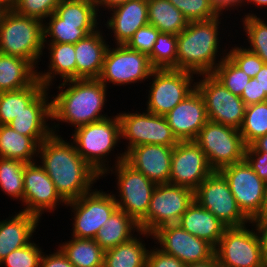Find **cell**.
<instances>
[{
	"instance_id": "cell-46",
	"label": "cell",
	"mask_w": 267,
	"mask_h": 267,
	"mask_svg": "<svg viewBox=\"0 0 267 267\" xmlns=\"http://www.w3.org/2000/svg\"><path fill=\"white\" fill-rule=\"evenodd\" d=\"M159 33L156 27L148 24L139 28L126 45L132 50L149 55Z\"/></svg>"
},
{
	"instance_id": "cell-19",
	"label": "cell",
	"mask_w": 267,
	"mask_h": 267,
	"mask_svg": "<svg viewBox=\"0 0 267 267\" xmlns=\"http://www.w3.org/2000/svg\"><path fill=\"white\" fill-rule=\"evenodd\" d=\"M214 170L195 141H179L171 158L169 184L195 191Z\"/></svg>"
},
{
	"instance_id": "cell-55",
	"label": "cell",
	"mask_w": 267,
	"mask_h": 267,
	"mask_svg": "<svg viewBox=\"0 0 267 267\" xmlns=\"http://www.w3.org/2000/svg\"><path fill=\"white\" fill-rule=\"evenodd\" d=\"M250 146L255 150V151H265L267 152V134L264 136H261L254 140Z\"/></svg>"
},
{
	"instance_id": "cell-36",
	"label": "cell",
	"mask_w": 267,
	"mask_h": 267,
	"mask_svg": "<svg viewBox=\"0 0 267 267\" xmlns=\"http://www.w3.org/2000/svg\"><path fill=\"white\" fill-rule=\"evenodd\" d=\"M26 163L20 160L0 158V188L4 194L13 200L23 203L24 194V167Z\"/></svg>"
},
{
	"instance_id": "cell-38",
	"label": "cell",
	"mask_w": 267,
	"mask_h": 267,
	"mask_svg": "<svg viewBox=\"0 0 267 267\" xmlns=\"http://www.w3.org/2000/svg\"><path fill=\"white\" fill-rule=\"evenodd\" d=\"M239 131L246 146L267 134V101L246 106Z\"/></svg>"
},
{
	"instance_id": "cell-5",
	"label": "cell",
	"mask_w": 267,
	"mask_h": 267,
	"mask_svg": "<svg viewBox=\"0 0 267 267\" xmlns=\"http://www.w3.org/2000/svg\"><path fill=\"white\" fill-rule=\"evenodd\" d=\"M110 117L78 127L71 135L78 154L100 176L111 167L106 157H109V153L114 151L116 146L119 147L117 144L121 142L118 115Z\"/></svg>"
},
{
	"instance_id": "cell-56",
	"label": "cell",
	"mask_w": 267,
	"mask_h": 267,
	"mask_svg": "<svg viewBox=\"0 0 267 267\" xmlns=\"http://www.w3.org/2000/svg\"><path fill=\"white\" fill-rule=\"evenodd\" d=\"M186 267H220L215 255L203 262L193 263V264H187Z\"/></svg>"
},
{
	"instance_id": "cell-57",
	"label": "cell",
	"mask_w": 267,
	"mask_h": 267,
	"mask_svg": "<svg viewBox=\"0 0 267 267\" xmlns=\"http://www.w3.org/2000/svg\"><path fill=\"white\" fill-rule=\"evenodd\" d=\"M243 3L244 4H242V6H246V5L249 6V4H251V5H254V6L257 5V7H255V8H260V7L261 8L263 7L264 9H265V7L267 8V0H244Z\"/></svg>"
},
{
	"instance_id": "cell-40",
	"label": "cell",
	"mask_w": 267,
	"mask_h": 267,
	"mask_svg": "<svg viewBox=\"0 0 267 267\" xmlns=\"http://www.w3.org/2000/svg\"><path fill=\"white\" fill-rule=\"evenodd\" d=\"M177 35L160 32L148 55L155 69H177Z\"/></svg>"
},
{
	"instance_id": "cell-58",
	"label": "cell",
	"mask_w": 267,
	"mask_h": 267,
	"mask_svg": "<svg viewBox=\"0 0 267 267\" xmlns=\"http://www.w3.org/2000/svg\"><path fill=\"white\" fill-rule=\"evenodd\" d=\"M18 0H0V3L5 7L6 10L14 9Z\"/></svg>"
},
{
	"instance_id": "cell-7",
	"label": "cell",
	"mask_w": 267,
	"mask_h": 267,
	"mask_svg": "<svg viewBox=\"0 0 267 267\" xmlns=\"http://www.w3.org/2000/svg\"><path fill=\"white\" fill-rule=\"evenodd\" d=\"M251 224V229L246 225L225 229L214 250L220 267H266L259 232L254 221Z\"/></svg>"
},
{
	"instance_id": "cell-43",
	"label": "cell",
	"mask_w": 267,
	"mask_h": 267,
	"mask_svg": "<svg viewBox=\"0 0 267 267\" xmlns=\"http://www.w3.org/2000/svg\"><path fill=\"white\" fill-rule=\"evenodd\" d=\"M43 254L41 246L33 240L26 246L13 250L1 262L5 267H39Z\"/></svg>"
},
{
	"instance_id": "cell-25",
	"label": "cell",
	"mask_w": 267,
	"mask_h": 267,
	"mask_svg": "<svg viewBox=\"0 0 267 267\" xmlns=\"http://www.w3.org/2000/svg\"><path fill=\"white\" fill-rule=\"evenodd\" d=\"M39 221L35 215L23 211L0 221V262L13 250L32 241Z\"/></svg>"
},
{
	"instance_id": "cell-1",
	"label": "cell",
	"mask_w": 267,
	"mask_h": 267,
	"mask_svg": "<svg viewBox=\"0 0 267 267\" xmlns=\"http://www.w3.org/2000/svg\"><path fill=\"white\" fill-rule=\"evenodd\" d=\"M63 139L52 133L39 145L37 157L67 203L90 192L101 176L78 154L72 141Z\"/></svg>"
},
{
	"instance_id": "cell-13",
	"label": "cell",
	"mask_w": 267,
	"mask_h": 267,
	"mask_svg": "<svg viewBox=\"0 0 267 267\" xmlns=\"http://www.w3.org/2000/svg\"><path fill=\"white\" fill-rule=\"evenodd\" d=\"M194 200L227 227H240L251 221L239 209L228 181L220 171H213L194 191Z\"/></svg>"
},
{
	"instance_id": "cell-42",
	"label": "cell",
	"mask_w": 267,
	"mask_h": 267,
	"mask_svg": "<svg viewBox=\"0 0 267 267\" xmlns=\"http://www.w3.org/2000/svg\"><path fill=\"white\" fill-rule=\"evenodd\" d=\"M169 2L182 12L188 22L205 21L221 14L211 0H169Z\"/></svg>"
},
{
	"instance_id": "cell-9",
	"label": "cell",
	"mask_w": 267,
	"mask_h": 267,
	"mask_svg": "<svg viewBox=\"0 0 267 267\" xmlns=\"http://www.w3.org/2000/svg\"><path fill=\"white\" fill-rule=\"evenodd\" d=\"M193 75L173 68L154 69L149 77L152 81L148 86L150 90L144 111L165 116L196 89Z\"/></svg>"
},
{
	"instance_id": "cell-3",
	"label": "cell",
	"mask_w": 267,
	"mask_h": 267,
	"mask_svg": "<svg viewBox=\"0 0 267 267\" xmlns=\"http://www.w3.org/2000/svg\"><path fill=\"white\" fill-rule=\"evenodd\" d=\"M222 15L223 13L205 21L188 22L186 28L177 35L178 70L188 71L196 76L212 74L227 56L228 49H224L222 53L219 50L221 37L219 39L218 36ZM218 52L225 54L221 56Z\"/></svg>"
},
{
	"instance_id": "cell-17",
	"label": "cell",
	"mask_w": 267,
	"mask_h": 267,
	"mask_svg": "<svg viewBox=\"0 0 267 267\" xmlns=\"http://www.w3.org/2000/svg\"><path fill=\"white\" fill-rule=\"evenodd\" d=\"M151 239L163 252L184 264L206 261L214 256L215 248L208 242L190 234L178 224H167L152 233Z\"/></svg>"
},
{
	"instance_id": "cell-61",
	"label": "cell",
	"mask_w": 267,
	"mask_h": 267,
	"mask_svg": "<svg viewBox=\"0 0 267 267\" xmlns=\"http://www.w3.org/2000/svg\"><path fill=\"white\" fill-rule=\"evenodd\" d=\"M265 192H266V204H267V181L265 182Z\"/></svg>"
},
{
	"instance_id": "cell-11",
	"label": "cell",
	"mask_w": 267,
	"mask_h": 267,
	"mask_svg": "<svg viewBox=\"0 0 267 267\" xmlns=\"http://www.w3.org/2000/svg\"><path fill=\"white\" fill-rule=\"evenodd\" d=\"M220 172L228 181L242 213L250 221L261 218L266 208L265 181L258 177L245 159L222 168Z\"/></svg>"
},
{
	"instance_id": "cell-41",
	"label": "cell",
	"mask_w": 267,
	"mask_h": 267,
	"mask_svg": "<svg viewBox=\"0 0 267 267\" xmlns=\"http://www.w3.org/2000/svg\"><path fill=\"white\" fill-rule=\"evenodd\" d=\"M212 75L220 81L231 93L241 97L244 87L250 81L243 70L237 67L227 56L217 65Z\"/></svg>"
},
{
	"instance_id": "cell-10",
	"label": "cell",
	"mask_w": 267,
	"mask_h": 267,
	"mask_svg": "<svg viewBox=\"0 0 267 267\" xmlns=\"http://www.w3.org/2000/svg\"><path fill=\"white\" fill-rule=\"evenodd\" d=\"M193 201L194 191L188 187L157 184L151 195L147 215L138 223L140 230L152 234L161 226L177 224Z\"/></svg>"
},
{
	"instance_id": "cell-54",
	"label": "cell",
	"mask_w": 267,
	"mask_h": 267,
	"mask_svg": "<svg viewBox=\"0 0 267 267\" xmlns=\"http://www.w3.org/2000/svg\"><path fill=\"white\" fill-rule=\"evenodd\" d=\"M262 88V92L267 94V64H264L261 70L254 77Z\"/></svg>"
},
{
	"instance_id": "cell-44",
	"label": "cell",
	"mask_w": 267,
	"mask_h": 267,
	"mask_svg": "<svg viewBox=\"0 0 267 267\" xmlns=\"http://www.w3.org/2000/svg\"><path fill=\"white\" fill-rule=\"evenodd\" d=\"M227 57L251 78H254L265 64L257 54L237 44L230 51L227 50Z\"/></svg>"
},
{
	"instance_id": "cell-37",
	"label": "cell",
	"mask_w": 267,
	"mask_h": 267,
	"mask_svg": "<svg viewBox=\"0 0 267 267\" xmlns=\"http://www.w3.org/2000/svg\"><path fill=\"white\" fill-rule=\"evenodd\" d=\"M55 13L63 23L99 24L98 12L92 0H61Z\"/></svg>"
},
{
	"instance_id": "cell-34",
	"label": "cell",
	"mask_w": 267,
	"mask_h": 267,
	"mask_svg": "<svg viewBox=\"0 0 267 267\" xmlns=\"http://www.w3.org/2000/svg\"><path fill=\"white\" fill-rule=\"evenodd\" d=\"M71 238L58 247L74 267H103L105 251L94 239Z\"/></svg>"
},
{
	"instance_id": "cell-27",
	"label": "cell",
	"mask_w": 267,
	"mask_h": 267,
	"mask_svg": "<svg viewBox=\"0 0 267 267\" xmlns=\"http://www.w3.org/2000/svg\"><path fill=\"white\" fill-rule=\"evenodd\" d=\"M46 45V46H45ZM48 45V46H47ZM49 50V66L46 72H37V79L45 88L53 86L54 77L63 81L76 79V59L74 44L70 43H44V49ZM59 75V77H58Z\"/></svg>"
},
{
	"instance_id": "cell-21",
	"label": "cell",
	"mask_w": 267,
	"mask_h": 267,
	"mask_svg": "<svg viewBox=\"0 0 267 267\" xmlns=\"http://www.w3.org/2000/svg\"><path fill=\"white\" fill-rule=\"evenodd\" d=\"M173 149L174 146L144 144L131 148L125 154V161L156 185L168 184Z\"/></svg>"
},
{
	"instance_id": "cell-45",
	"label": "cell",
	"mask_w": 267,
	"mask_h": 267,
	"mask_svg": "<svg viewBox=\"0 0 267 267\" xmlns=\"http://www.w3.org/2000/svg\"><path fill=\"white\" fill-rule=\"evenodd\" d=\"M61 0H18L14 10L21 15L46 21L55 12Z\"/></svg>"
},
{
	"instance_id": "cell-47",
	"label": "cell",
	"mask_w": 267,
	"mask_h": 267,
	"mask_svg": "<svg viewBox=\"0 0 267 267\" xmlns=\"http://www.w3.org/2000/svg\"><path fill=\"white\" fill-rule=\"evenodd\" d=\"M154 248L148 250L146 267H186V264L176 257L163 252L158 247L154 246Z\"/></svg>"
},
{
	"instance_id": "cell-14",
	"label": "cell",
	"mask_w": 267,
	"mask_h": 267,
	"mask_svg": "<svg viewBox=\"0 0 267 267\" xmlns=\"http://www.w3.org/2000/svg\"><path fill=\"white\" fill-rule=\"evenodd\" d=\"M120 120L121 139L125 140V154L133 147L144 144L175 146L178 144L165 116L150 112L117 113ZM125 138V139H124Z\"/></svg>"
},
{
	"instance_id": "cell-50",
	"label": "cell",
	"mask_w": 267,
	"mask_h": 267,
	"mask_svg": "<svg viewBox=\"0 0 267 267\" xmlns=\"http://www.w3.org/2000/svg\"><path fill=\"white\" fill-rule=\"evenodd\" d=\"M39 267H74L66 255L58 247L56 252L46 255L44 252L40 259Z\"/></svg>"
},
{
	"instance_id": "cell-15",
	"label": "cell",
	"mask_w": 267,
	"mask_h": 267,
	"mask_svg": "<svg viewBox=\"0 0 267 267\" xmlns=\"http://www.w3.org/2000/svg\"><path fill=\"white\" fill-rule=\"evenodd\" d=\"M73 212L72 237L94 239L104 222L118 208L111 193L92 189L76 200L66 203Z\"/></svg>"
},
{
	"instance_id": "cell-16",
	"label": "cell",
	"mask_w": 267,
	"mask_h": 267,
	"mask_svg": "<svg viewBox=\"0 0 267 267\" xmlns=\"http://www.w3.org/2000/svg\"><path fill=\"white\" fill-rule=\"evenodd\" d=\"M197 77H202L195 83L204 99L208 120L239 130L246 108L243 100L231 93L212 74Z\"/></svg>"
},
{
	"instance_id": "cell-39",
	"label": "cell",
	"mask_w": 267,
	"mask_h": 267,
	"mask_svg": "<svg viewBox=\"0 0 267 267\" xmlns=\"http://www.w3.org/2000/svg\"><path fill=\"white\" fill-rule=\"evenodd\" d=\"M243 31L246 33L250 52L257 54L267 64V21L260 16L246 13L242 16Z\"/></svg>"
},
{
	"instance_id": "cell-18",
	"label": "cell",
	"mask_w": 267,
	"mask_h": 267,
	"mask_svg": "<svg viewBox=\"0 0 267 267\" xmlns=\"http://www.w3.org/2000/svg\"><path fill=\"white\" fill-rule=\"evenodd\" d=\"M39 164L35 161L26 163L24 167V208L21 210L41 219L44 212L52 213L60 204L66 206V202L57 193L54 183Z\"/></svg>"
},
{
	"instance_id": "cell-22",
	"label": "cell",
	"mask_w": 267,
	"mask_h": 267,
	"mask_svg": "<svg viewBox=\"0 0 267 267\" xmlns=\"http://www.w3.org/2000/svg\"><path fill=\"white\" fill-rule=\"evenodd\" d=\"M45 88L9 125L18 133L31 137L40 145L52 132L51 100ZM49 95V96H48ZM49 120V122H48ZM49 124H48V123Z\"/></svg>"
},
{
	"instance_id": "cell-52",
	"label": "cell",
	"mask_w": 267,
	"mask_h": 267,
	"mask_svg": "<svg viewBox=\"0 0 267 267\" xmlns=\"http://www.w3.org/2000/svg\"><path fill=\"white\" fill-rule=\"evenodd\" d=\"M213 5L220 13H225L226 11L238 10L242 8L244 0H211ZM240 6V7H239ZM231 9V10H230ZM225 10V12H223Z\"/></svg>"
},
{
	"instance_id": "cell-23",
	"label": "cell",
	"mask_w": 267,
	"mask_h": 267,
	"mask_svg": "<svg viewBox=\"0 0 267 267\" xmlns=\"http://www.w3.org/2000/svg\"><path fill=\"white\" fill-rule=\"evenodd\" d=\"M147 11V0H129L108 11L110 18L104 25L114 33L116 45H126L139 28L149 24Z\"/></svg>"
},
{
	"instance_id": "cell-6",
	"label": "cell",
	"mask_w": 267,
	"mask_h": 267,
	"mask_svg": "<svg viewBox=\"0 0 267 267\" xmlns=\"http://www.w3.org/2000/svg\"><path fill=\"white\" fill-rule=\"evenodd\" d=\"M119 154H116L115 164L101 177L104 178L106 174L109 175L110 171L111 174L115 173L118 195H112L117 207L139 223L147 215L151 195L156 184L125 161V152Z\"/></svg>"
},
{
	"instance_id": "cell-32",
	"label": "cell",
	"mask_w": 267,
	"mask_h": 267,
	"mask_svg": "<svg viewBox=\"0 0 267 267\" xmlns=\"http://www.w3.org/2000/svg\"><path fill=\"white\" fill-rule=\"evenodd\" d=\"M46 20L47 22H43L44 43L76 44L99 29V24L63 23V20L55 12ZM49 38L50 40H47Z\"/></svg>"
},
{
	"instance_id": "cell-8",
	"label": "cell",
	"mask_w": 267,
	"mask_h": 267,
	"mask_svg": "<svg viewBox=\"0 0 267 267\" xmlns=\"http://www.w3.org/2000/svg\"><path fill=\"white\" fill-rule=\"evenodd\" d=\"M194 141L214 171L244 160L246 145L235 128L208 120Z\"/></svg>"
},
{
	"instance_id": "cell-20",
	"label": "cell",
	"mask_w": 267,
	"mask_h": 267,
	"mask_svg": "<svg viewBox=\"0 0 267 267\" xmlns=\"http://www.w3.org/2000/svg\"><path fill=\"white\" fill-rule=\"evenodd\" d=\"M178 141H194L208 121L205 102L197 89L165 115Z\"/></svg>"
},
{
	"instance_id": "cell-4",
	"label": "cell",
	"mask_w": 267,
	"mask_h": 267,
	"mask_svg": "<svg viewBox=\"0 0 267 267\" xmlns=\"http://www.w3.org/2000/svg\"><path fill=\"white\" fill-rule=\"evenodd\" d=\"M43 49V21L6 10L0 18V53L26 59L38 67Z\"/></svg>"
},
{
	"instance_id": "cell-26",
	"label": "cell",
	"mask_w": 267,
	"mask_h": 267,
	"mask_svg": "<svg viewBox=\"0 0 267 267\" xmlns=\"http://www.w3.org/2000/svg\"><path fill=\"white\" fill-rule=\"evenodd\" d=\"M177 224L190 234L210 243L214 248L227 228L224 223L195 200L188 206Z\"/></svg>"
},
{
	"instance_id": "cell-33",
	"label": "cell",
	"mask_w": 267,
	"mask_h": 267,
	"mask_svg": "<svg viewBox=\"0 0 267 267\" xmlns=\"http://www.w3.org/2000/svg\"><path fill=\"white\" fill-rule=\"evenodd\" d=\"M148 22L160 32L178 35L182 32L188 21L169 0H147Z\"/></svg>"
},
{
	"instance_id": "cell-53",
	"label": "cell",
	"mask_w": 267,
	"mask_h": 267,
	"mask_svg": "<svg viewBox=\"0 0 267 267\" xmlns=\"http://www.w3.org/2000/svg\"><path fill=\"white\" fill-rule=\"evenodd\" d=\"M92 1L95 4L97 12L100 13L99 10L101 8H104L103 11L104 10L106 11V9L109 11V10H111L112 8H114V7L118 6V5L126 3L129 0H92Z\"/></svg>"
},
{
	"instance_id": "cell-35",
	"label": "cell",
	"mask_w": 267,
	"mask_h": 267,
	"mask_svg": "<svg viewBox=\"0 0 267 267\" xmlns=\"http://www.w3.org/2000/svg\"><path fill=\"white\" fill-rule=\"evenodd\" d=\"M45 89L37 79L31 86L0 93V125H8Z\"/></svg>"
},
{
	"instance_id": "cell-48",
	"label": "cell",
	"mask_w": 267,
	"mask_h": 267,
	"mask_svg": "<svg viewBox=\"0 0 267 267\" xmlns=\"http://www.w3.org/2000/svg\"><path fill=\"white\" fill-rule=\"evenodd\" d=\"M244 159L252 167L258 177L267 181V152L255 151L250 145L246 146Z\"/></svg>"
},
{
	"instance_id": "cell-12",
	"label": "cell",
	"mask_w": 267,
	"mask_h": 267,
	"mask_svg": "<svg viewBox=\"0 0 267 267\" xmlns=\"http://www.w3.org/2000/svg\"><path fill=\"white\" fill-rule=\"evenodd\" d=\"M109 45L98 79L106 86L141 83L149 79L155 69L149 56L130 49L127 45ZM109 83V84H108Z\"/></svg>"
},
{
	"instance_id": "cell-51",
	"label": "cell",
	"mask_w": 267,
	"mask_h": 267,
	"mask_svg": "<svg viewBox=\"0 0 267 267\" xmlns=\"http://www.w3.org/2000/svg\"><path fill=\"white\" fill-rule=\"evenodd\" d=\"M254 225H256V228L261 238L263 259H264L265 266L267 267V221L266 220H254Z\"/></svg>"
},
{
	"instance_id": "cell-59",
	"label": "cell",
	"mask_w": 267,
	"mask_h": 267,
	"mask_svg": "<svg viewBox=\"0 0 267 267\" xmlns=\"http://www.w3.org/2000/svg\"><path fill=\"white\" fill-rule=\"evenodd\" d=\"M257 220H266L267 221V204H266V208H265L263 215L261 216V218H259Z\"/></svg>"
},
{
	"instance_id": "cell-30",
	"label": "cell",
	"mask_w": 267,
	"mask_h": 267,
	"mask_svg": "<svg viewBox=\"0 0 267 267\" xmlns=\"http://www.w3.org/2000/svg\"><path fill=\"white\" fill-rule=\"evenodd\" d=\"M104 223L94 238L104 251L130 240L135 236V231H140L138 223L118 208Z\"/></svg>"
},
{
	"instance_id": "cell-60",
	"label": "cell",
	"mask_w": 267,
	"mask_h": 267,
	"mask_svg": "<svg viewBox=\"0 0 267 267\" xmlns=\"http://www.w3.org/2000/svg\"><path fill=\"white\" fill-rule=\"evenodd\" d=\"M5 12H6L5 7L0 3V18L4 15Z\"/></svg>"
},
{
	"instance_id": "cell-28",
	"label": "cell",
	"mask_w": 267,
	"mask_h": 267,
	"mask_svg": "<svg viewBox=\"0 0 267 267\" xmlns=\"http://www.w3.org/2000/svg\"><path fill=\"white\" fill-rule=\"evenodd\" d=\"M36 68L26 59L0 53V93L31 86L37 80Z\"/></svg>"
},
{
	"instance_id": "cell-2",
	"label": "cell",
	"mask_w": 267,
	"mask_h": 267,
	"mask_svg": "<svg viewBox=\"0 0 267 267\" xmlns=\"http://www.w3.org/2000/svg\"><path fill=\"white\" fill-rule=\"evenodd\" d=\"M57 95H51L52 132L58 135L60 121L75 129L108 118L102 114L107 101V87L98 78L61 81ZM66 88V89H65ZM61 89V90H60ZM55 128V129H54ZM58 131V132H57Z\"/></svg>"
},
{
	"instance_id": "cell-29",
	"label": "cell",
	"mask_w": 267,
	"mask_h": 267,
	"mask_svg": "<svg viewBox=\"0 0 267 267\" xmlns=\"http://www.w3.org/2000/svg\"><path fill=\"white\" fill-rule=\"evenodd\" d=\"M140 235H142L141 238H150L152 236L151 233L140 230L130 240L106 250L103 267H146L149 249L144 244V240L140 238Z\"/></svg>"
},
{
	"instance_id": "cell-31",
	"label": "cell",
	"mask_w": 267,
	"mask_h": 267,
	"mask_svg": "<svg viewBox=\"0 0 267 267\" xmlns=\"http://www.w3.org/2000/svg\"><path fill=\"white\" fill-rule=\"evenodd\" d=\"M38 147L31 137L16 132L9 124L0 125V158L33 163L37 161Z\"/></svg>"
},
{
	"instance_id": "cell-24",
	"label": "cell",
	"mask_w": 267,
	"mask_h": 267,
	"mask_svg": "<svg viewBox=\"0 0 267 267\" xmlns=\"http://www.w3.org/2000/svg\"><path fill=\"white\" fill-rule=\"evenodd\" d=\"M103 30L97 29L74 44L76 79L98 78L109 45ZM105 36V38H104Z\"/></svg>"
},
{
	"instance_id": "cell-49",
	"label": "cell",
	"mask_w": 267,
	"mask_h": 267,
	"mask_svg": "<svg viewBox=\"0 0 267 267\" xmlns=\"http://www.w3.org/2000/svg\"><path fill=\"white\" fill-rule=\"evenodd\" d=\"M246 106L267 101V94L262 92L259 82L255 78H251L244 87V91L240 97Z\"/></svg>"
}]
</instances>
